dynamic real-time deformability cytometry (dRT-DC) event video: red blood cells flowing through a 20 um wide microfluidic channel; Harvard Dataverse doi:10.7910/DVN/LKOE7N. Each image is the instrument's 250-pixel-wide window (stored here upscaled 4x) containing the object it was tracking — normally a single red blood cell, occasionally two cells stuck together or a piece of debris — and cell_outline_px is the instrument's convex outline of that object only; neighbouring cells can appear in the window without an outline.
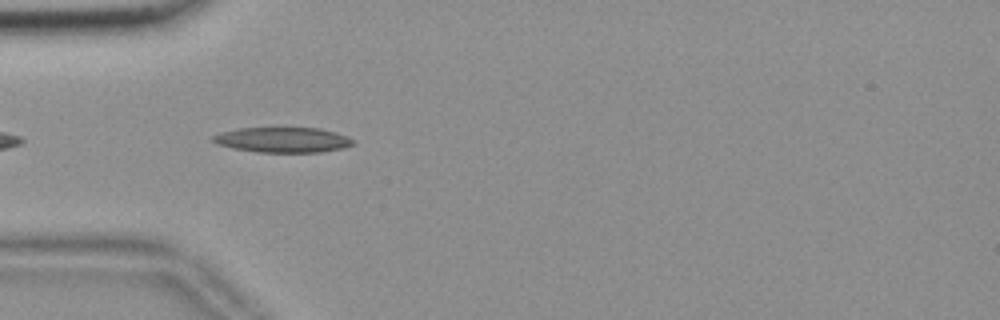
{"species": "common noctule bat (a hibernating species)", "species_latin": "Nyctalus noctula", "temperature_condition": "room temperature", "stored_images_in_passage": 6, "camera_frame_rate_fps": 3000, "um_per_image_px": 0.085, "animal": {"sex": "female", "body_mass_g": 18.4}, "frame": {"image": 1, "passage_image": 3, "time_ms": 0.667, "image_size_px": [1000, 320], "cell_outline_px": [[352, 144], [344, 148], [320, 152], [256, 152], [232, 148], [216, 144], [212, 140], [212, 136], [220, 132], [240, 128], [320, 128], [336, 132], [352, 140]], "centroid_in_image_um": [23.98, 11.89], "position_along_channel_um": 61.0, "area_um2": 20.46}}